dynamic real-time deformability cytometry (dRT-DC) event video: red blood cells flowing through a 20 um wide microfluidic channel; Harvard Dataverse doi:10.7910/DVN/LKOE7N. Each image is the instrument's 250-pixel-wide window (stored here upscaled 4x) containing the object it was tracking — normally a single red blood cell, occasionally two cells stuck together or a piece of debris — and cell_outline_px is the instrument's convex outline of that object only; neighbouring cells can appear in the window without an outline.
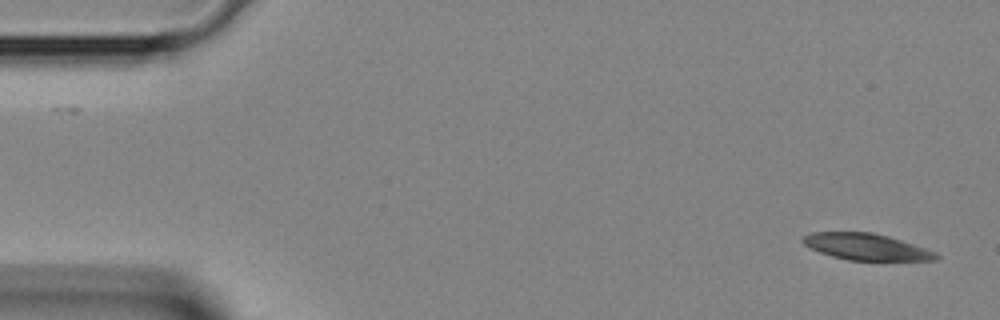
{"species": "Egyptian fruit bat (a non-hibernating species)", "species_latin": "Rousettus aegyptiacus", "temperature_condition": "room temperature", "stored_images_in_passage": 4, "camera_frame_rate_fps": 3000, "um_per_image_px": 0.085, "animal": {"sex": "female"}, "frame": {"image": 1, "passage_image": 1, "time_ms": 0.0, "image_size_px": [1000, 320], "cell_outline_px": [[940, 256], [936, 260], [848, 260], [832, 256], [808, 248], [800, 240], [804, 236], [812, 232], [872, 232], [888, 236], [936, 252]], "centroid_in_image_um": [73.59, 20.97], "position_along_channel_um": 11.4, "area_um2": 20.4}}
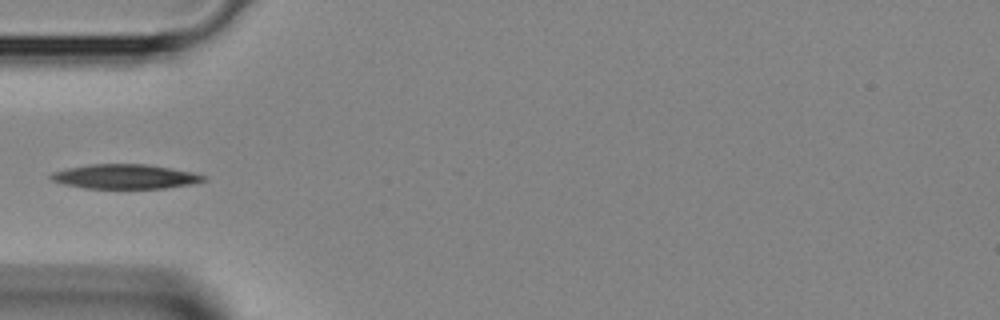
{"frame": {"image": 2, "passage_image": 4, "time_ms": 1.0, "image_size_px": [1000, 320], "cell_outline_px": [[208, 180], [192, 184], [164, 188], [84, 188], [64, 184], [52, 180], [48, 176], [52, 172], [68, 168], [88, 164], [148, 164], [172, 168], [192, 172], [208, 176]], "centroid_in_image_um": [10.67, 15.0], "position_along_channel_um": 74.3, "area_um2": 21.91}}